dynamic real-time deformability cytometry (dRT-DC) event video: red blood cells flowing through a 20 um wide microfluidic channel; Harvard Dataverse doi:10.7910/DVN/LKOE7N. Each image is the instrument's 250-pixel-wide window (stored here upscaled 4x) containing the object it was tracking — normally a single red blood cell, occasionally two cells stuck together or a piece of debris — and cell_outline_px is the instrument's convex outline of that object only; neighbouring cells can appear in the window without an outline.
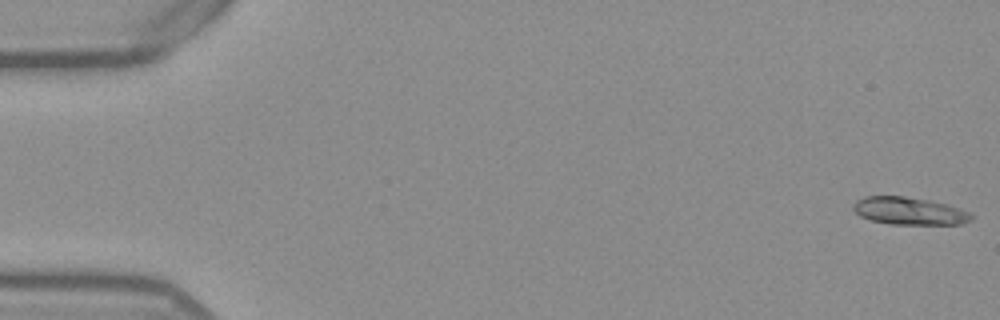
{"species": "Egyptian fruit bat (a non-hibernating species)", "species_latin": "Rousettus aegyptiacus", "temperature_condition": "warm", "stored_images_in_passage": 50, "camera_frame_rate_fps": 3000, "um_per_image_px": 0.085, "frame": {"image": 1, "passage_image": 1, "time_ms": 0.0, "image_size_px": [1000, 320], "cell_outline_px": [[972, 220], [960, 224], [888, 224], [872, 220], [860, 216], [852, 208], [852, 204], [856, 200], [864, 196], [904, 196], [928, 200], [948, 204], [972, 212]], "centroid_in_image_um": [77.29, 17.93], "position_along_channel_um": 7.7, "area_um2": 19.07}}
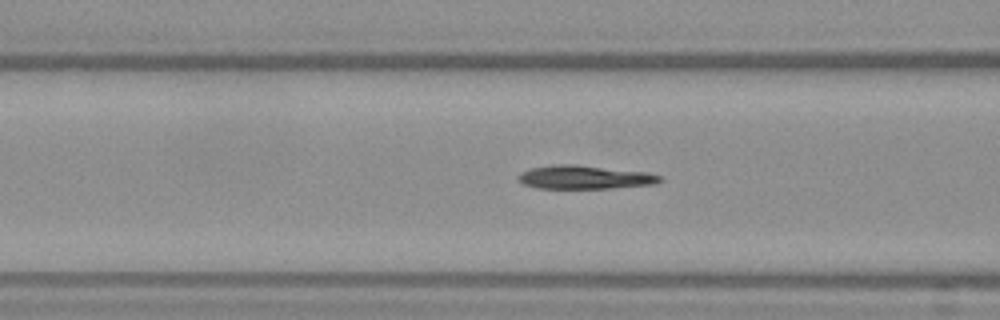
{"frame": {"image": 2, "passage_image": 21, "time_ms": 6.667, "image_size_px": [1000, 320], "cell_outline_px": [[664, 180], [656, 184], [608, 188], [536, 188], [524, 184], [516, 180], [516, 176], [520, 172], [532, 168], [556, 164], [576, 164], [648, 172], [660, 176]], "centroid_in_image_um": [49.68, 15.06], "position_along_channel_um": 116.9, "area_um2": 19.59}}
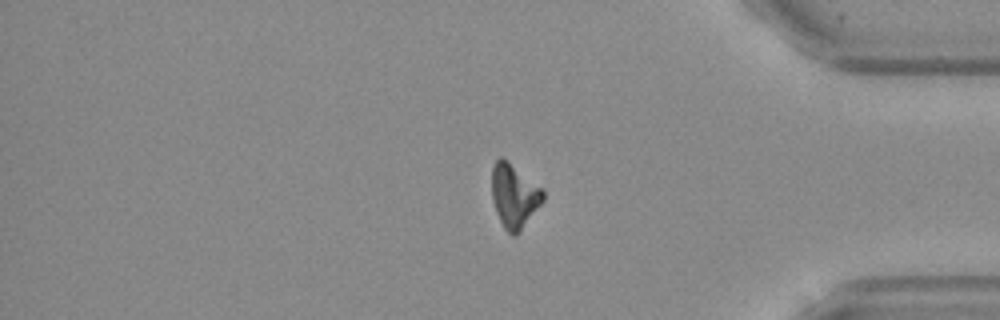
{"frame": {"image": 3, "passage_image": 44, "time_ms": 14.333, "image_size_px": [1000, 320], "cell_outline_px": [[544, 200], [520, 232], [516, 236], [512, 236], [504, 228], [496, 212], [492, 200], [492, 164], [500, 156], [508, 160], [544, 188]], "centroid_in_image_um": [43.72, 16.62], "position_along_channel_um": 391.5, "area_um2": 19.48}}